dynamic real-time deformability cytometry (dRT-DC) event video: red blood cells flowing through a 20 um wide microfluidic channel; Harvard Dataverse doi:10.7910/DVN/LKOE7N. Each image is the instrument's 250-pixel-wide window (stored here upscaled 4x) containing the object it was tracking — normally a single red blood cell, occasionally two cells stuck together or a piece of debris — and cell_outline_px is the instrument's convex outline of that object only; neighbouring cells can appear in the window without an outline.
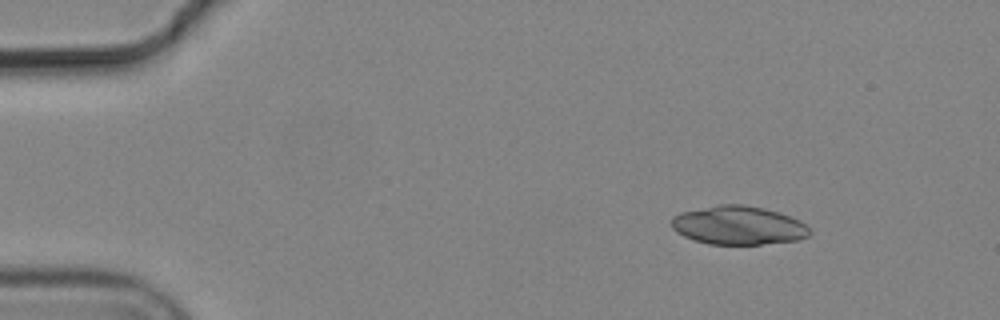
{"species": "common noctule bat (a hibernating species)", "species_latin": "Nyctalus noctula", "temperature_condition": "cold", "stored_images_in_passage": 4, "camera_frame_rate_fps": 3000, "um_per_image_px": 0.085, "animal": {"sex": "male", "body_mass_g": 19.2, "forearm_length_mm": 51.8}, "frame": {"image": 1, "passage_image": 2, "time_ms": 0.333, "image_size_px": [1000, 320], "cell_outline_px": [[812, 232], [808, 236], [800, 240], [760, 244], [708, 244], [684, 236], [676, 232], [672, 228], [672, 216], [680, 212], [720, 204], [744, 204], [764, 208], [800, 220]], "centroid_in_image_um": [62.75, 19.15], "position_along_channel_um": 22.2, "area_um2": 31.04}}